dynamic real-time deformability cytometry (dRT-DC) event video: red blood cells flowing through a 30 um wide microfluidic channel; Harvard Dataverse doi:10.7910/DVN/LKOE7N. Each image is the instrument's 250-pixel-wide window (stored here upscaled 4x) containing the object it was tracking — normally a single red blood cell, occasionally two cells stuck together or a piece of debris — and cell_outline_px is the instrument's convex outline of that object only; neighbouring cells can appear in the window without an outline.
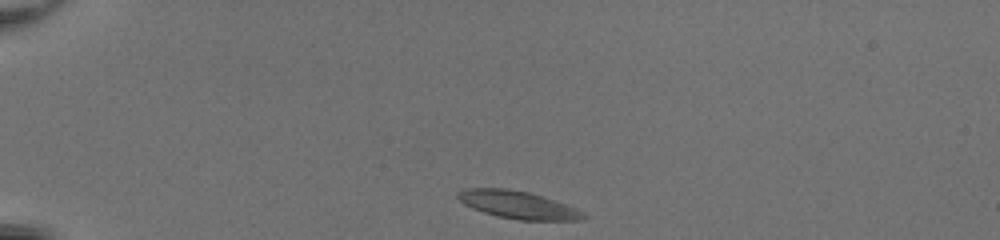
{"species": "common noctule bat (a hibernating species)", "species_latin": "Nyctalus noctula", "temperature_condition": "room temperature", "stored_images_in_passage": 39, "camera_frame_rate_fps": 3000, "um_per_image_px": 0.085, "animal": {"sex": "female", "body_mass_g": 20.0, "forearm_length_mm": 54.0}, "frame": {"image": 1, "passage_image": 1, "time_ms": 0.0, "image_size_px": [1000, 240], "cell_outline_px": [[588, 216], [584, 220], [520, 220], [500, 216], [484, 212], [472, 208], [464, 204], [456, 196], [456, 192], [464, 188], [508, 188], [528, 192], [576, 208], [584, 212]], "centroid_in_image_um": [44.01, 17.4], "position_along_channel_um": 41.0, "area_um2": 20.06}}
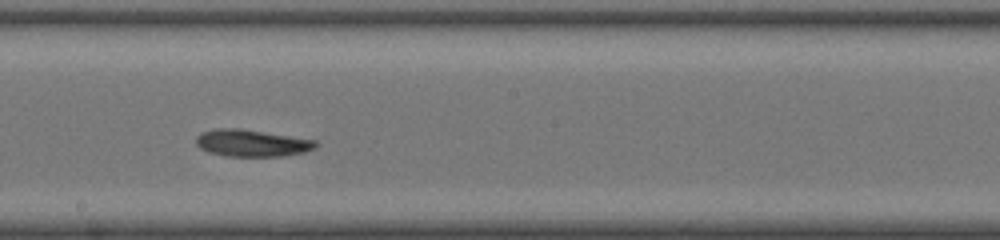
{"frame": {"image": 2, "passage_image": 19, "time_ms": 6.0, "image_size_px": [1000, 240], "cell_outline_px": [[320, 144], [316, 148], [304, 152], [284, 156], [228, 156], [208, 152], [200, 148], [196, 144], [196, 136], [200, 132], [216, 128], [240, 128], [316, 140]], "centroid_in_image_um": [21.41, 12.15], "position_along_channel_um": 226.8, "area_um2": 18.96}}
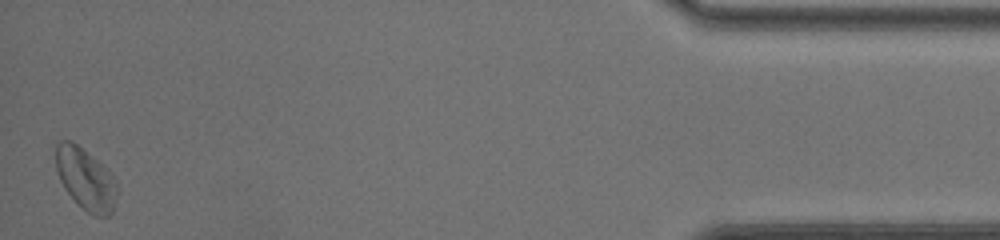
{"frame": {"image": 3, "passage_image": 39, "time_ms": 12.667, "image_size_px": [1000, 240], "cell_outline_px": [[116, 204], [112, 212], [108, 216], [96, 216], [88, 212], [64, 188], [60, 180], [56, 168], [56, 144], [60, 140], [72, 140], [96, 160], [116, 180]], "centroid_in_image_um": [7.27, 15.21], "position_along_channel_um": 427.9, "area_um2": 21.5}, "authors_computed_cell_mechanics": {"area_um2": 19.1318, "velocity_mm_per_s": 4.0961, "shape_relaxation_time_tau1_ms": 2.7043, "shape_relaxation_time_tau2_ms": 5.4611, "deformation_change_tau1": 0.0795, "deformation_change_tau2": 0.0835}}